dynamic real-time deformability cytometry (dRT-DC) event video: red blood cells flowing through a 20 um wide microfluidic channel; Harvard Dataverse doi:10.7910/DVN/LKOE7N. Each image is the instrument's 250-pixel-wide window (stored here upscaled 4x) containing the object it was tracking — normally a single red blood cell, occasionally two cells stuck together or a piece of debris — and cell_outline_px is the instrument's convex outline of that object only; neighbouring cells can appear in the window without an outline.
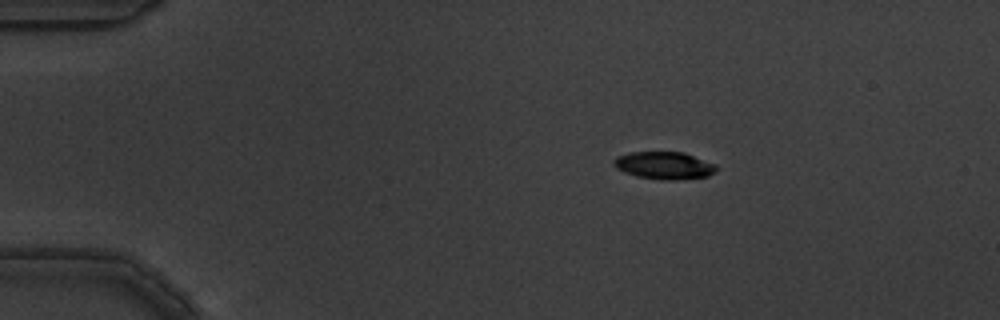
{"species": "common noctule bat (a hibernating species)", "species_latin": "Nyctalus noctula", "temperature_condition": "warm", "stored_images_in_passage": 4, "camera_frame_rate_fps": 3000, "um_per_image_px": 0.085, "animal": {"sex": "male", "body_mass_g": 19.5, "forearm_length_mm": 54.6}, "frame": {"image": 1, "passage_image": 1, "time_ms": 0.0, "image_size_px": [1000, 320], "cell_outline_px": [[720, 168], [716, 172], [708, 176], [672, 180], [660, 180], [636, 176], [624, 172], [616, 168], [612, 164], [612, 160], [616, 156], [632, 152], [684, 152], [716, 164]], "centroid_in_image_um": [56.46, 14.06], "position_along_channel_um": 28.5, "area_um2": 16.65}}
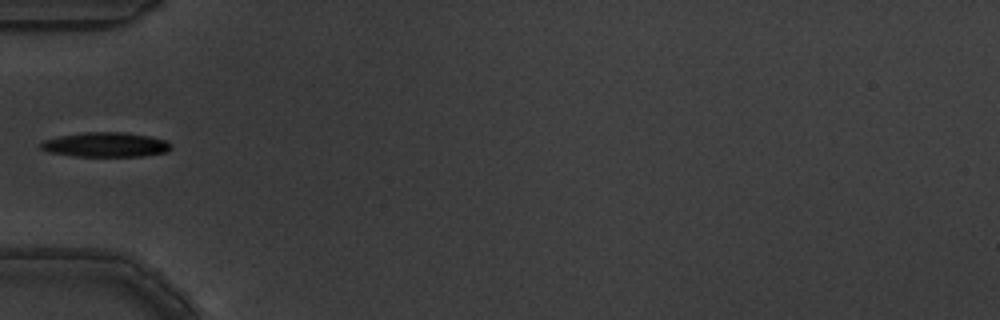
{"frame": {"image": 2, "passage_image": 4, "time_ms": 1.0, "image_size_px": [1000, 320], "cell_outline_px": [[172, 148], [164, 152], [140, 156], [76, 156], [48, 152], [40, 148], [40, 144], [44, 140], [60, 136], [84, 132], [124, 132], [148, 136], [164, 140], [172, 144]], "centroid_in_image_um": [8.96, 12.29], "position_along_channel_um": 76.0, "area_um2": 18.5}}